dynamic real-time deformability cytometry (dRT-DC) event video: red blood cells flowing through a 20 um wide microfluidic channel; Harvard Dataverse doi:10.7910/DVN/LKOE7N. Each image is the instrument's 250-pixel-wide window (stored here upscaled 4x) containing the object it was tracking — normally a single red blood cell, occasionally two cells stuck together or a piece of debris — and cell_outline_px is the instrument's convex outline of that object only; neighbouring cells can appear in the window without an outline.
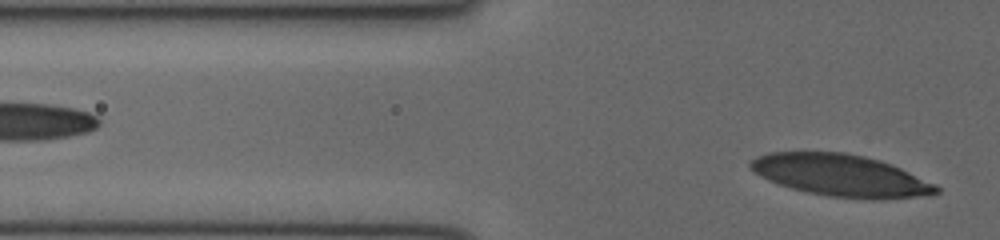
{"species": "human", "species_latin": "Homo sapiens", "temperature_condition": "cold", "stored_images_in_passage": 4, "segment_of_instrument_passage": [2, 2], "camera_frame_rate_fps": 3000, "um_per_image_px": 0.085, "donor": {"sex": "female"}, "frame": {"image": 1, "passage_image": 4, "time_ms": 1.0, "image_size_px": [1000, 240], "cell_outline_px": [[940, 192], [916, 196], [876, 200], [872, 200], [828, 196], [808, 192], [792, 188], [768, 180], [760, 176], [748, 168], [748, 164], [756, 156], [768, 152], [844, 152], [864, 156], [880, 160], [892, 164], [936, 184], [940, 188]], "centroid_in_image_um": [71.45, 14.9], "position_along_channel_um": 54.3, "area_um2": 45.37}}